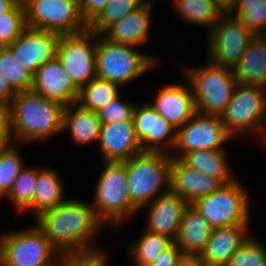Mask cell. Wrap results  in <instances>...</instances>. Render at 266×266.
<instances>
[{
  "label": "cell",
  "mask_w": 266,
  "mask_h": 266,
  "mask_svg": "<svg viewBox=\"0 0 266 266\" xmlns=\"http://www.w3.org/2000/svg\"><path fill=\"white\" fill-rule=\"evenodd\" d=\"M23 168L21 156L15 146L0 148V198L9 193Z\"/></svg>",
  "instance_id": "836d02e7"
},
{
  "label": "cell",
  "mask_w": 266,
  "mask_h": 266,
  "mask_svg": "<svg viewBox=\"0 0 266 266\" xmlns=\"http://www.w3.org/2000/svg\"><path fill=\"white\" fill-rule=\"evenodd\" d=\"M181 17L195 25L209 26V32L224 15L212 0H173Z\"/></svg>",
  "instance_id": "83f0119b"
},
{
  "label": "cell",
  "mask_w": 266,
  "mask_h": 266,
  "mask_svg": "<svg viewBox=\"0 0 266 266\" xmlns=\"http://www.w3.org/2000/svg\"><path fill=\"white\" fill-rule=\"evenodd\" d=\"M40 170L23 168L6 195L20 211H31L34 191Z\"/></svg>",
  "instance_id": "d6a6232c"
},
{
  "label": "cell",
  "mask_w": 266,
  "mask_h": 266,
  "mask_svg": "<svg viewBox=\"0 0 266 266\" xmlns=\"http://www.w3.org/2000/svg\"><path fill=\"white\" fill-rule=\"evenodd\" d=\"M184 84L164 86L157 92L152 105L174 129L181 128L197 112L192 88Z\"/></svg>",
  "instance_id": "ac0fdd59"
},
{
  "label": "cell",
  "mask_w": 266,
  "mask_h": 266,
  "mask_svg": "<svg viewBox=\"0 0 266 266\" xmlns=\"http://www.w3.org/2000/svg\"><path fill=\"white\" fill-rule=\"evenodd\" d=\"M247 227V225H232L213 229L211 238L200 257L210 266H225L249 238L245 234Z\"/></svg>",
  "instance_id": "7402d4cb"
},
{
  "label": "cell",
  "mask_w": 266,
  "mask_h": 266,
  "mask_svg": "<svg viewBox=\"0 0 266 266\" xmlns=\"http://www.w3.org/2000/svg\"><path fill=\"white\" fill-rule=\"evenodd\" d=\"M118 86L111 81L95 78L79 89L76 104L97 112L119 96Z\"/></svg>",
  "instance_id": "f1b7e54d"
},
{
  "label": "cell",
  "mask_w": 266,
  "mask_h": 266,
  "mask_svg": "<svg viewBox=\"0 0 266 266\" xmlns=\"http://www.w3.org/2000/svg\"><path fill=\"white\" fill-rule=\"evenodd\" d=\"M237 19L254 36H262L266 32V3L265 5L249 6Z\"/></svg>",
  "instance_id": "74e56055"
},
{
  "label": "cell",
  "mask_w": 266,
  "mask_h": 266,
  "mask_svg": "<svg viewBox=\"0 0 266 266\" xmlns=\"http://www.w3.org/2000/svg\"><path fill=\"white\" fill-rule=\"evenodd\" d=\"M248 195L236 180L197 199L191 205L215 229L232 225H248Z\"/></svg>",
  "instance_id": "ba28073f"
},
{
  "label": "cell",
  "mask_w": 266,
  "mask_h": 266,
  "mask_svg": "<svg viewBox=\"0 0 266 266\" xmlns=\"http://www.w3.org/2000/svg\"><path fill=\"white\" fill-rule=\"evenodd\" d=\"M197 112L221 116L228 106L237 86L234 71L208 62L202 68L187 70Z\"/></svg>",
  "instance_id": "277c9868"
},
{
  "label": "cell",
  "mask_w": 266,
  "mask_h": 266,
  "mask_svg": "<svg viewBox=\"0 0 266 266\" xmlns=\"http://www.w3.org/2000/svg\"><path fill=\"white\" fill-rule=\"evenodd\" d=\"M60 255L37 226L0 239L2 266H53Z\"/></svg>",
  "instance_id": "52a82bcc"
},
{
  "label": "cell",
  "mask_w": 266,
  "mask_h": 266,
  "mask_svg": "<svg viewBox=\"0 0 266 266\" xmlns=\"http://www.w3.org/2000/svg\"><path fill=\"white\" fill-rule=\"evenodd\" d=\"M26 26L23 3H17L10 11L0 16V47L9 46Z\"/></svg>",
  "instance_id": "e575fe53"
},
{
  "label": "cell",
  "mask_w": 266,
  "mask_h": 266,
  "mask_svg": "<svg viewBox=\"0 0 266 266\" xmlns=\"http://www.w3.org/2000/svg\"><path fill=\"white\" fill-rule=\"evenodd\" d=\"M97 141L104 161L123 162L143 152L134 121L102 124Z\"/></svg>",
  "instance_id": "e0dca14e"
},
{
  "label": "cell",
  "mask_w": 266,
  "mask_h": 266,
  "mask_svg": "<svg viewBox=\"0 0 266 266\" xmlns=\"http://www.w3.org/2000/svg\"><path fill=\"white\" fill-rule=\"evenodd\" d=\"M172 158L169 153L143 151L124 161L129 197L139 210L160 196L161 188L170 190Z\"/></svg>",
  "instance_id": "3957f363"
},
{
  "label": "cell",
  "mask_w": 266,
  "mask_h": 266,
  "mask_svg": "<svg viewBox=\"0 0 266 266\" xmlns=\"http://www.w3.org/2000/svg\"><path fill=\"white\" fill-rule=\"evenodd\" d=\"M16 93L10 88L5 78L0 74V102L10 105Z\"/></svg>",
  "instance_id": "ee69618b"
},
{
  "label": "cell",
  "mask_w": 266,
  "mask_h": 266,
  "mask_svg": "<svg viewBox=\"0 0 266 266\" xmlns=\"http://www.w3.org/2000/svg\"><path fill=\"white\" fill-rule=\"evenodd\" d=\"M98 36L100 34L90 29L78 34L60 36L57 58L60 60L64 71L79 89L97 78V42L90 44L89 41L92 38H98Z\"/></svg>",
  "instance_id": "8fae6325"
},
{
  "label": "cell",
  "mask_w": 266,
  "mask_h": 266,
  "mask_svg": "<svg viewBox=\"0 0 266 266\" xmlns=\"http://www.w3.org/2000/svg\"><path fill=\"white\" fill-rule=\"evenodd\" d=\"M148 207V227L146 231L166 236L176 241L181 219L188 203L177 194L166 190L152 200Z\"/></svg>",
  "instance_id": "d6986e66"
},
{
  "label": "cell",
  "mask_w": 266,
  "mask_h": 266,
  "mask_svg": "<svg viewBox=\"0 0 266 266\" xmlns=\"http://www.w3.org/2000/svg\"><path fill=\"white\" fill-rule=\"evenodd\" d=\"M14 139L43 140L63 130L65 106L32 91L16 93L10 103Z\"/></svg>",
  "instance_id": "7a4b0ae2"
},
{
  "label": "cell",
  "mask_w": 266,
  "mask_h": 266,
  "mask_svg": "<svg viewBox=\"0 0 266 266\" xmlns=\"http://www.w3.org/2000/svg\"><path fill=\"white\" fill-rule=\"evenodd\" d=\"M213 229L205 218L191 204H188L174 243L183 255L200 256L211 238Z\"/></svg>",
  "instance_id": "603a6c76"
},
{
  "label": "cell",
  "mask_w": 266,
  "mask_h": 266,
  "mask_svg": "<svg viewBox=\"0 0 266 266\" xmlns=\"http://www.w3.org/2000/svg\"><path fill=\"white\" fill-rule=\"evenodd\" d=\"M225 266H266V249L250 236Z\"/></svg>",
  "instance_id": "d590c367"
},
{
  "label": "cell",
  "mask_w": 266,
  "mask_h": 266,
  "mask_svg": "<svg viewBox=\"0 0 266 266\" xmlns=\"http://www.w3.org/2000/svg\"><path fill=\"white\" fill-rule=\"evenodd\" d=\"M133 121L136 135L143 151L171 154L160 143L166 139V146L175 148L177 130L160 116L152 105L145 103L141 108L135 105L133 109Z\"/></svg>",
  "instance_id": "9a60e30c"
},
{
  "label": "cell",
  "mask_w": 266,
  "mask_h": 266,
  "mask_svg": "<svg viewBox=\"0 0 266 266\" xmlns=\"http://www.w3.org/2000/svg\"><path fill=\"white\" fill-rule=\"evenodd\" d=\"M222 185L219 180L185 165L178 158H172L170 191L177 194L188 204L210 195Z\"/></svg>",
  "instance_id": "ffe728a7"
},
{
  "label": "cell",
  "mask_w": 266,
  "mask_h": 266,
  "mask_svg": "<svg viewBox=\"0 0 266 266\" xmlns=\"http://www.w3.org/2000/svg\"><path fill=\"white\" fill-rule=\"evenodd\" d=\"M94 199L92 207L103 223L108 220L118 224L139 210L129 197L124 161H105V167L97 181Z\"/></svg>",
  "instance_id": "5b68a950"
},
{
  "label": "cell",
  "mask_w": 266,
  "mask_h": 266,
  "mask_svg": "<svg viewBox=\"0 0 266 266\" xmlns=\"http://www.w3.org/2000/svg\"><path fill=\"white\" fill-rule=\"evenodd\" d=\"M174 242L166 236L145 231L141 238L129 247L137 266H148Z\"/></svg>",
  "instance_id": "4dcf8cb0"
},
{
  "label": "cell",
  "mask_w": 266,
  "mask_h": 266,
  "mask_svg": "<svg viewBox=\"0 0 266 266\" xmlns=\"http://www.w3.org/2000/svg\"><path fill=\"white\" fill-rule=\"evenodd\" d=\"M183 256L182 251L173 243L148 266H178Z\"/></svg>",
  "instance_id": "b9f144b4"
},
{
  "label": "cell",
  "mask_w": 266,
  "mask_h": 266,
  "mask_svg": "<svg viewBox=\"0 0 266 266\" xmlns=\"http://www.w3.org/2000/svg\"><path fill=\"white\" fill-rule=\"evenodd\" d=\"M261 135L263 136L262 140L265 141L264 143H266V122H265V127L263 128Z\"/></svg>",
  "instance_id": "c3c4849f"
},
{
  "label": "cell",
  "mask_w": 266,
  "mask_h": 266,
  "mask_svg": "<svg viewBox=\"0 0 266 266\" xmlns=\"http://www.w3.org/2000/svg\"><path fill=\"white\" fill-rule=\"evenodd\" d=\"M110 0H80V15L89 25Z\"/></svg>",
  "instance_id": "60d3db41"
},
{
  "label": "cell",
  "mask_w": 266,
  "mask_h": 266,
  "mask_svg": "<svg viewBox=\"0 0 266 266\" xmlns=\"http://www.w3.org/2000/svg\"><path fill=\"white\" fill-rule=\"evenodd\" d=\"M60 35L26 25L8 46L18 62L34 76L39 67L57 57Z\"/></svg>",
  "instance_id": "5bb4252c"
},
{
  "label": "cell",
  "mask_w": 266,
  "mask_h": 266,
  "mask_svg": "<svg viewBox=\"0 0 266 266\" xmlns=\"http://www.w3.org/2000/svg\"><path fill=\"white\" fill-rule=\"evenodd\" d=\"M63 185L59 173L51 168L38 172V179L32 202V212L37 217L40 213L57 207L65 202Z\"/></svg>",
  "instance_id": "4316f807"
},
{
  "label": "cell",
  "mask_w": 266,
  "mask_h": 266,
  "mask_svg": "<svg viewBox=\"0 0 266 266\" xmlns=\"http://www.w3.org/2000/svg\"><path fill=\"white\" fill-rule=\"evenodd\" d=\"M212 1L223 14H228L232 10L235 3V0H212Z\"/></svg>",
  "instance_id": "bcb514c9"
},
{
  "label": "cell",
  "mask_w": 266,
  "mask_h": 266,
  "mask_svg": "<svg viewBox=\"0 0 266 266\" xmlns=\"http://www.w3.org/2000/svg\"><path fill=\"white\" fill-rule=\"evenodd\" d=\"M232 136L226 131L221 116L196 112L176 133L175 149L180 159L184 154L195 150H223L221 146Z\"/></svg>",
  "instance_id": "4fadbf2b"
},
{
  "label": "cell",
  "mask_w": 266,
  "mask_h": 266,
  "mask_svg": "<svg viewBox=\"0 0 266 266\" xmlns=\"http://www.w3.org/2000/svg\"><path fill=\"white\" fill-rule=\"evenodd\" d=\"M80 0H26V25L60 36L84 32L88 25L80 15Z\"/></svg>",
  "instance_id": "9c48e42d"
},
{
  "label": "cell",
  "mask_w": 266,
  "mask_h": 266,
  "mask_svg": "<svg viewBox=\"0 0 266 266\" xmlns=\"http://www.w3.org/2000/svg\"><path fill=\"white\" fill-rule=\"evenodd\" d=\"M17 3L18 0H0V16L10 11Z\"/></svg>",
  "instance_id": "7dc6e473"
},
{
  "label": "cell",
  "mask_w": 266,
  "mask_h": 266,
  "mask_svg": "<svg viewBox=\"0 0 266 266\" xmlns=\"http://www.w3.org/2000/svg\"><path fill=\"white\" fill-rule=\"evenodd\" d=\"M31 91L64 106L76 104L79 94V88L64 71L57 57L38 68L33 76Z\"/></svg>",
  "instance_id": "2e32d148"
},
{
  "label": "cell",
  "mask_w": 266,
  "mask_h": 266,
  "mask_svg": "<svg viewBox=\"0 0 266 266\" xmlns=\"http://www.w3.org/2000/svg\"><path fill=\"white\" fill-rule=\"evenodd\" d=\"M226 159L223 150H195L180 158L185 165L219 180L223 185L235 180L231 176Z\"/></svg>",
  "instance_id": "484cf974"
},
{
  "label": "cell",
  "mask_w": 266,
  "mask_h": 266,
  "mask_svg": "<svg viewBox=\"0 0 266 266\" xmlns=\"http://www.w3.org/2000/svg\"><path fill=\"white\" fill-rule=\"evenodd\" d=\"M37 227L60 254H87L100 251L93 239L103 226L92 205L66 200L37 216Z\"/></svg>",
  "instance_id": "6da1fadb"
},
{
  "label": "cell",
  "mask_w": 266,
  "mask_h": 266,
  "mask_svg": "<svg viewBox=\"0 0 266 266\" xmlns=\"http://www.w3.org/2000/svg\"><path fill=\"white\" fill-rule=\"evenodd\" d=\"M209 36V61L232 70L241 61L247 46L255 37L236 17L228 14L220 18Z\"/></svg>",
  "instance_id": "7c38bea8"
},
{
  "label": "cell",
  "mask_w": 266,
  "mask_h": 266,
  "mask_svg": "<svg viewBox=\"0 0 266 266\" xmlns=\"http://www.w3.org/2000/svg\"><path fill=\"white\" fill-rule=\"evenodd\" d=\"M264 37V39L266 40V32L262 35Z\"/></svg>",
  "instance_id": "681fc988"
},
{
  "label": "cell",
  "mask_w": 266,
  "mask_h": 266,
  "mask_svg": "<svg viewBox=\"0 0 266 266\" xmlns=\"http://www.w3.org/2000/svg\"><path fill=\"white\" fill-rule=\"evenodd\" d=\"M100 36L96 48L97 78L121 86L156 66V59L133 50L132 45L112 43Z\"/></svg>",
  "instance_id": "8992f818"
},
{
  "label": "cell",
  "mask_w": 266,
  "mask_h": 266,
  "mask_svg": "<svg viewBox=\"0 0 266 266\" xmlns=\"http://www.w3.org/2000/svg\"><path fill=\"white\" fill-rule=\"evenodd\" d=\"M135 104L122 101L119 96L110 104L97 111L102 124L113 122L133 121V109Z\"/></svg>",
  "instance_id": "8d00e7d4"
},
{
  "label": "cell",
  "mask_w": 266,
  "mask_h": 266,
  "mask_svg": "<svg viewBox=\"0 0 266 266\" xmlns=\"http://www.w3.org/2000/svg\"><path fill=\"white\" fill-rule=\"evenodd\" d=\"M0 74L15 93L31 91L33 76L18 62L8 46L0 47Z\"/></svg>",
  "instance_id": "f546056e"
},
{
  "label": "cell",
  "mask_w": 266,
  "mask_h": 266,
  "mask_svg": "<svg viewBox=\"0 0 266 266\" xmlns=\"http://www.w3.org/2000/svg\"><path fill=\"white\" fill-rule=\"evenodd\" d=\"M57 259L53 266H105L106 262L101 251L87 254H61Z\"/></svg>",
  "instance_id": "f35d334b"
},
{
  "label": "cell",
  "mask_w": 266,
  "mask_h": 266,
  "mask_svg": "<svg viewBox=\"0 0 266 266\" xmlns=\"http://www.w3.org/2000/svg\"><path fill=\"white\" fill-rule=\"evenodd\" d=\"M221 119L231 136L254 131L261 133L266 122L265 89L237 84Z\"/></svg>",
  "instance_id": "30bf717a"
},
{
  "label": "cell",
  "mask_w": 266,
  "mask_h": 266,
  "mask_svg": "<svg viewBox=\"0 0 266 266\" xmlns=\"http://www.w3.org/2000/svg\"><path fill=\"white\" fill-rule=\"evenodd\" d=\"M266 0H235L232 10L228 15L238 17L249 6L265 5Z\"/></svg>",
  "instance_id": "7bdbcfd3"
},
{
  "label": "cell",
  "mask_w": 266,
  "mask_h": 266,
  "mask_svg": "<svg viewBox=\"0 0 266 266\" xmlns=\"http://www.w3.org/2000/svg\"><path fill=\"white\" fill-rule=\"evenodd\" d=\"M144 2L145 0H110L100 14L88 25V29L97 34H102L107 27L122 20Z\"/></svg>",
  "instance_id": "1f68e13d"
},
{
  "label": "cell",
  "mask_w": 266,
  "mask_h": 266,
  "mask_svg": "<svg viewBox=\"0 0 266 266\" xmlns=\"http://www.w3.org/2000/svg\"><path fill=\"white\" fill-rule=\"evenodd\" d=\"M151 1H145L138 9L122 20L107 27L101 35L112 43L138 46L148 39ZM106 33V34H105Z\"/></svg>",
  "instance_id": "44dd1931"
},
{
  "label": "cell",
  "mask_w": 266,
  "mask_h": 266,
  "mask_svg": "<svg viewBox=\"0 0 266 266\" xmlns=\"http://www.w3.org/2000/svg\"><path fill=\"white\" fill-rule=\"evenodd\" d=\"M71 104L65 106L63 113V130L70 129L74 143L85 144L99 138L101 121L96 111L88 110L80 105L73 110Z\"/></svg>",
  "instance_id": "d4e9b609"
},
{
  "label": "cell",
  "mask_w": 266,
  "mask_h": 266,
  "mask_svg": "<svg viewBox=\"0 0 266 266\" xmlns=\"http://www.w3.org/2000/svg\"><path fill=\"white\" fill-rule=\"evenodd\" d=\"M236 81L240 85L266 87V40L255 36L233 69Z\"/></svg>",
  "instance_id": "cb8c5ba5"
},
{
  "label": "cell",
  "mask_w": 266,
  "mask_h": 266,
  "mask_svg": "<svg viewBox=\"0 0 266 266\" xmlns=\"http://www.w3.org/2000/svg\"><path fill=\"white\" fill-rule=\"evenodd\" d=\"M178 266H210L200 256L184 255Z\"/></svg>",
  "instance_id": "f6af8a7d"
},
{
  "label": "cell",
  "mask_w": 266,
  "mask_h": 266,
  "mask_svg": "<svg viewBox=\"0 0 266 266\" xmlns=\"http://www.w3.org/2000/svg\"><path fill=\"white\" fill-rule=\"evenodd\" d=\"M12 137L10 105L0 102V148L12 145Z\"/></svg>",
  "instance_id": "ab89813d"
}]
</instances>
